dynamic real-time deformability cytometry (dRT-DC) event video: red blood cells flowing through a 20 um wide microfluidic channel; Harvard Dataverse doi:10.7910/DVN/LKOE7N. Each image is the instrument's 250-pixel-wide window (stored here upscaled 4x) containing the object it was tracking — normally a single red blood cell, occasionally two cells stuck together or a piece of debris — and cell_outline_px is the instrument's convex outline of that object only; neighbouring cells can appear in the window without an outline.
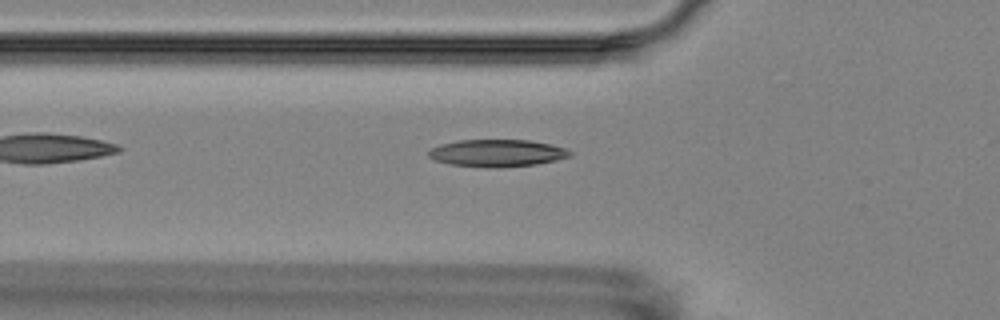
{"species": "Egyptian fruit bat (a non-hibernating species)", "species_latin": "Rousettus aegyptiacus", "temperature_condition": "room temperature", "stored_images_in_passage": 2, "camera_frame_rate_fps": 3000, "um_per_image_px": 0.085, "animal": {"sex": "female"}, "frame": {"image": 1, "passage_image": 2, "time_ms": 1.333, "image_size_px": [1000, 320], "cell_outline_px": [[572, 156], [556, 160], [536, 164], [500, 168], [488, 168], [448, 164], [436, 160], [428, 156], [428, 152], [432, 148], [440, 144], [460, 140], [532, 140], [564, 148], [572, 152]], "centroid_in_image_um": [42.25, 13.02], "position_along_channel_um": 83.6, "area_um2": 22.48}}